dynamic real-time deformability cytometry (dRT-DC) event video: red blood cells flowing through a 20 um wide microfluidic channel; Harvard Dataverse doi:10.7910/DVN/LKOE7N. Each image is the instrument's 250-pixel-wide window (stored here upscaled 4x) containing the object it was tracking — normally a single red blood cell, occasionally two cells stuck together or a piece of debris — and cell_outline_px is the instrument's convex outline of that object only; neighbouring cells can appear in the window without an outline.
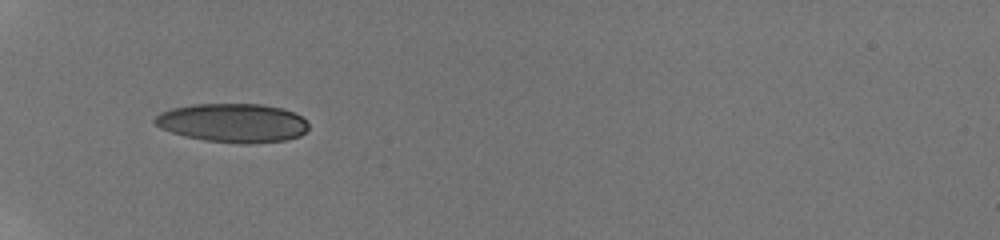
{"species": "human", "species_latin": "Homo sapiens", "temperature_condition": "room temperature", "stored_images_in_passage": 56, "camera_frame_rate_fps": 3000, "um_per_image_px": 0.085, "donor": {"sex": "male"}, "frame": {"image": 1, "passage_image": 1, "time_ms": 0.0, "image_size_px": [1000, 240], "cell_outline_px": [[308, 128], [300, 136], [288, 140], [248, 144], [244, 144], [204, 140], [184, 136], [160, 128], [152, 120], [160, 112], [172, 108], [192, 104], [260, 104], [284, 108], [300, 116], [308, 124]], "centroid_in_image_um": [19.78, 10.45], "position_along_channel_um": 65.2, "area_um2": 34.91}}
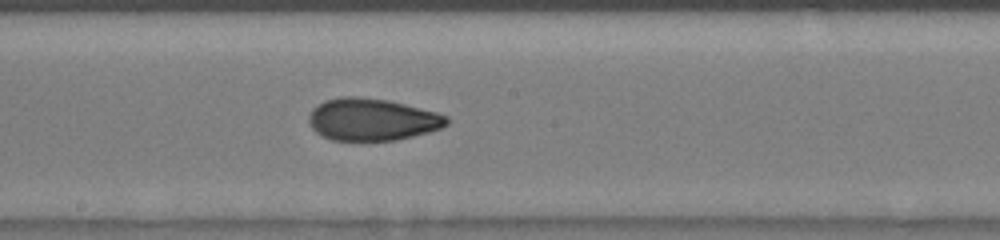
{"frame": {"image": 2, "passage_image": 27, "time_ms": 4.0, "image_size_px": [1000, 240], "cell_outline_px": [[448, 124], [440, 128], [428, 132], [396, 140], [332, 140], [316, 132], [308, 124], [308, 116], [312, 108], [324, 100], [340, 96], [360, 96], [388, 100], [436, 112], [448, 116]], "centroid_in_image_um": [31.59, 10.14], "position_along_channel_um": 216.6, "area_um2": 33.93}}
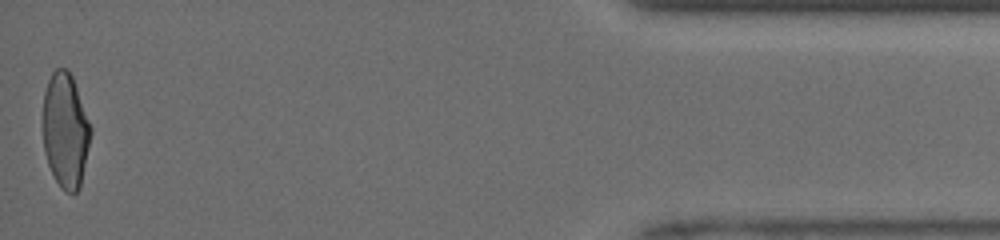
{"frame": {"image": 3, "passage_image": 55, "time_ms": 10.667, "image_size_px": [1000, 240], "cell_outline_px": [[92, 132], [80, 188], [72, 196], [64, 192], [60, 188], [48, 164], [44, 152], [44, 92], [48, 80], [52, 72], [56, 68], [68, 68], [72, 76], [92, 128]], "centroid_in_image_um": [5.58, 11.12], "position_along_channel_um": 429.6, "area_um2": 32.08}, "authors_computed_cell_mechanics": {"area_um2": 33.9286, "velocity_mm_per_s": 4.1522, "shape_relaxation_time_tau1_ms": 4.7646, "shape_relaxation_time_tau2_ms": 1.3473, "deformation_change_tau1": 0.1678, "deformation_change_tau2": 0.0651}}